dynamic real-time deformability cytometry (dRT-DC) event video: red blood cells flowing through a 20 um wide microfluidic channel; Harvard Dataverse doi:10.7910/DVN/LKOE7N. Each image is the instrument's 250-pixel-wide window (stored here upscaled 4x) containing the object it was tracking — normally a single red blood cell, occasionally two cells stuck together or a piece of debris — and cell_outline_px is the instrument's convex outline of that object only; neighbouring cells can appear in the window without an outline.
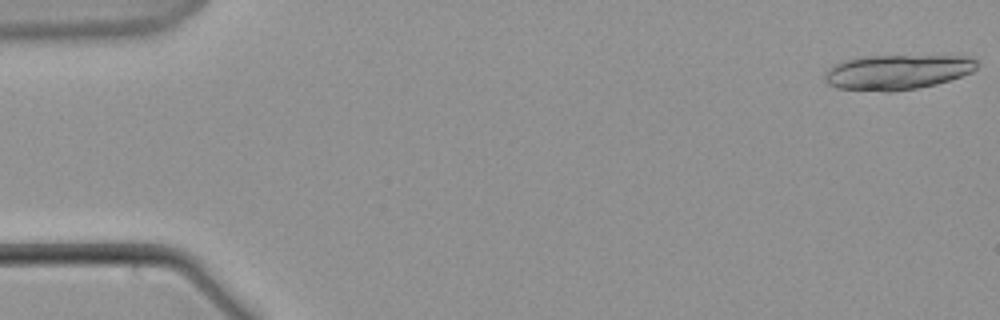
{"species": "common noctule bat (a hibernating species)", "species_latin": "Nyctalus noctula", "temperature_condition": "warm", "stored_images_in_passage": 24, "camera_frame_rate_fps": 3000, "um_per_image_px": 0.085, "animal": {"sex": "male", "body_mass_g": 21.5, "forearm_length_mm": 52.0}, "frame": {"image": 1, "passage_image": 1, "time_ms": 0.0, "image_size_px": [1000, 320], "cell_outline_px": [[976, 68], [972, 72], [936, 84], [916, 88], [892, 92], [884, 92], [836, 88], [828, 84], [824, 80], [824, 72], [832, 64], [844, 60], [860, 56], [972, 56], [976, 60]], "centroid_in_image_um": [76.2, 6.12], "position_along_channel_um": 8.8, "area_um2": 31.21}}